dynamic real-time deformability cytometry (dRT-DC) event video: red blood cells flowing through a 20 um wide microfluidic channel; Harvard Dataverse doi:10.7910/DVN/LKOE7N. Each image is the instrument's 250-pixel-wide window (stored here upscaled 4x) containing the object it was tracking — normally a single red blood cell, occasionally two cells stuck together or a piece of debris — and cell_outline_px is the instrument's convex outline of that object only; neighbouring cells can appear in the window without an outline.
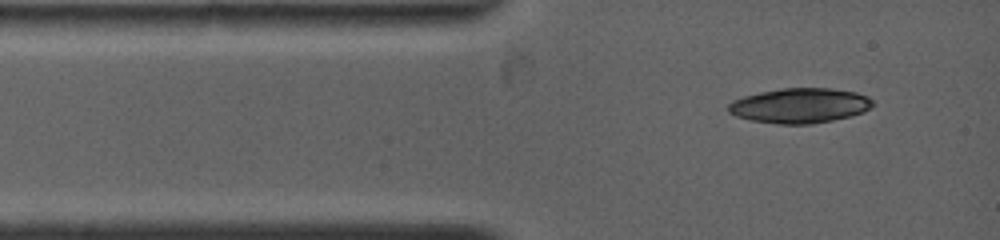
{"species": "common noctule bat (a hibernating species)", "species_latin": "Nyctalus noctula", "temperature_condition": "warm", "stored_images_in_passage": 2, "camera_frame_rate_fps": 4500, "um_per_image_px": 0.085, "animal": {"sex": "female", "body_mass_g": 19.0, "forearm_length_mm": 53.3}, "frame": {"image": 1, "passage_image": 1, "time_ms": 0.0, "image_size_px": [1000, 240], "cell_outline_px": [[876, 104], [864, 112], [852, 116], [812, 124], [776, 124], [752, 120], [736, 116], [728, 112], [728, 104], [732, 100], [744, 96], [760, 92], [780, 88], [832, 88], [856, 92], [868, 96]], "centroid_in_image_um": [68.01, 8.97], "position_along_channel_um": 17.0, "area_um2": 29.65}}